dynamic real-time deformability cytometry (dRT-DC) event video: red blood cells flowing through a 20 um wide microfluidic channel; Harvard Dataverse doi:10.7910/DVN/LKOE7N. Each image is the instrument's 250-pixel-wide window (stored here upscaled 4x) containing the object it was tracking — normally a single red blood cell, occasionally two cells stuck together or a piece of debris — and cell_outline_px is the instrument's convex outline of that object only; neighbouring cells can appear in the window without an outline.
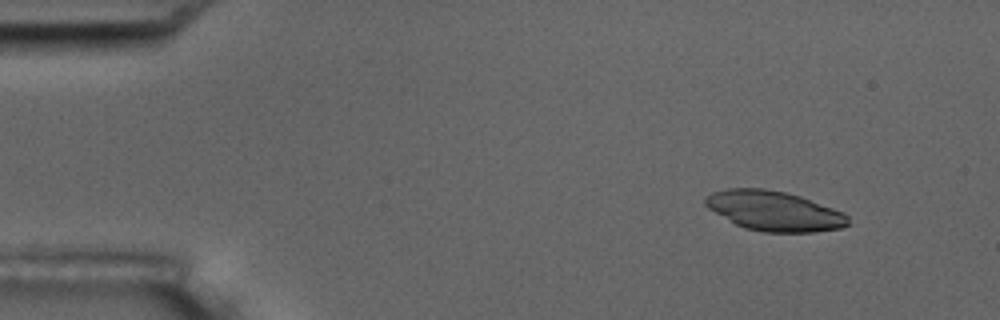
{"species": "common noctule bat (a hibernating species)", "species_latin": "Nyctalus noctula", "temperature_condition": "room temperature", "stored_images_in_passage": 5, "camera_frame_rate_fps": 3000, "um_per_image_px": 0.085, "animal": {"sex": "male", "body_mass_g": 17.5, "forearm_length_mm": 52.3}, "frame": {"image": 1, "passage_image": 5, "time_ms": 6.333, "image_size_px": [1000, 320], "cell_outline_px": [[848, 224], [840, 228], [812, 232], [764, 232], [744, 228], [736, 224], [708, 208], [704, 204], [704, 200], [712, 192], [728, 188], [764, 188], [784, 192], [800, 196], [844, 212], [848, 216]], "centroid_in_image_um": [65.8, 17.93], "position_along_channel_um": 19.2, "area_um2": 32.89}}